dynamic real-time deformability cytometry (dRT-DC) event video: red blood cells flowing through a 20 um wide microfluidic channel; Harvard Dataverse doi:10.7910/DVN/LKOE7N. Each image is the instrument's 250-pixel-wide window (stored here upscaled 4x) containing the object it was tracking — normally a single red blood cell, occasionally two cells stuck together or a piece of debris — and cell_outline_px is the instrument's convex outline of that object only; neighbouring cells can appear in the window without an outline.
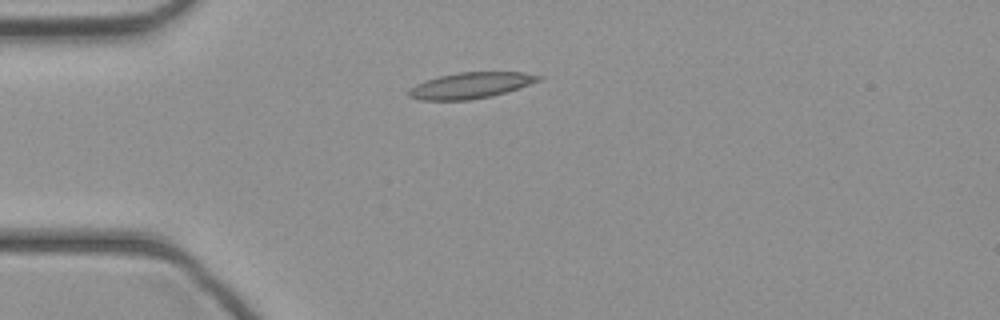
{"species": "common noctule bat (a hibernating species)", "species_latin": "Nyctalus noctula", "temperature_condition": "cold", "stored_images_in_passage": 34, "camera_frame_rate_fps": 3000, "um_per_image_px": 0.085, "animal": {"sex": "female", "body_mass_g": 21.9}, "frame": {"image": 1, "passage_image": 1, "time_ms": 0.0, "image_size_px": [1000, 320], "cell_outline_px": [[544, 76], [540, 80], [520, 88], [492, 96], [468, 100], [420, 100], [408, 96], [408, 88], [416, 84], [440, 76], [460, 72], [524, 72]], "centroid_in_image_um": [40.02, 7.26], "position_along_channel_um": 45.0, "area_um2": 19.65}}
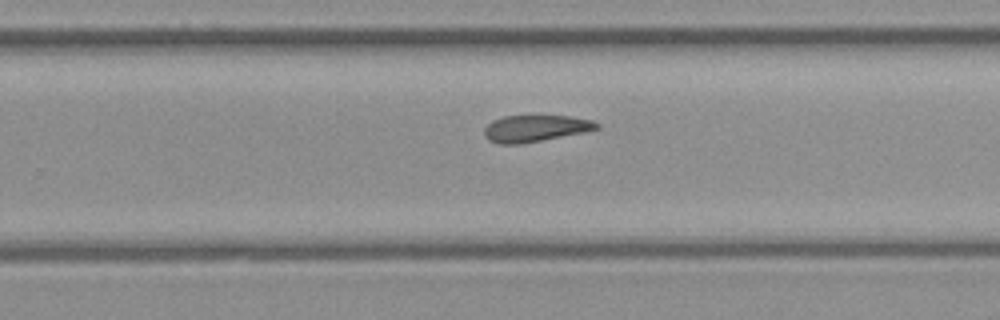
{"frame": {"image": 2, "passage_image": 18, "time_ms": 5.667, "image_size_px": [1000, 320], "cell_outline_px": [[600, 128], [584, 132], [520, 144], [496, 144], [488, 140], [484, 136], [484, 128], [492, 120], [504, 116], [568, 116], [592, 120], [600, 124]], "centroid_in_image_um": [45.47, 10.92], "position_along_channel_um": 284.3, "area_um2": 17.46}}
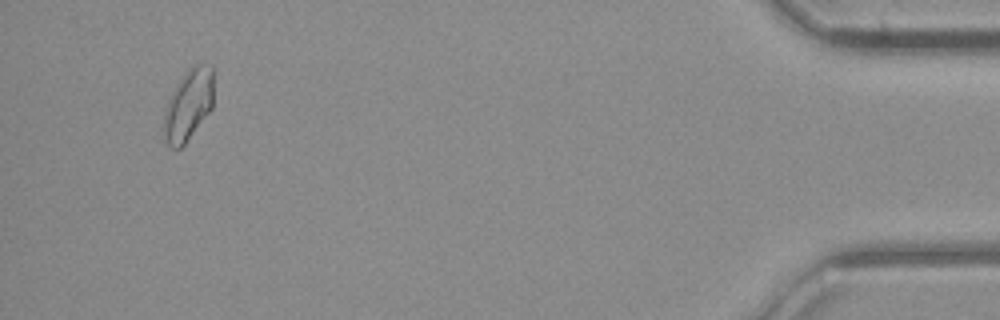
{"frame": {"image": 3, "passage_image": 32, "time_ms": 10.333, "image_size_px": [1000, 320], "cell_outline_px": [[216, 72], [212, 108], [184, 144], [180, 148], [172, 148], [168, 144], [164, 136], [164, 112], [168, 100], [176, 84], [188, 68], [192, 64], [212, 64], [216, 68]], "centroid_in_image_um": [16.08, 8.81], "position_along_channel_um": 419.1, "area_um2": 21.1}}